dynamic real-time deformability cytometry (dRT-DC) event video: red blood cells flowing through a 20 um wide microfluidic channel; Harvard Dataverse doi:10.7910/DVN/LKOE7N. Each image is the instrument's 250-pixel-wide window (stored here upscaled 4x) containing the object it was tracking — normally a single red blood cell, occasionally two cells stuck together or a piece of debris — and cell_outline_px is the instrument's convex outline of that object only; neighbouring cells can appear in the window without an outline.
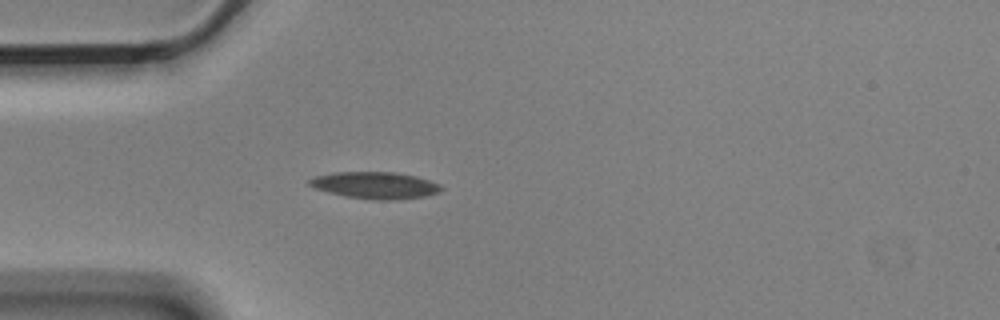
{"species": "Egyptian fruit bat (a non-hibernating species)", "species_latin": "Rousettus aegyptiacus", "temperature_condition": "cold", "stored_images_in_passage": 5, "camera_frame_rate_fps": 3000, "um_per_image_px": 0.085, "animal": {"sex": "male"}, "frame": {"image": 1, "passage_image": 5, "time_ms": 1.333, "image_size_px": [1000, 320], "cell_outline_px": [[444, 188], [440, 192], [424, 196], [400, 200], [368, 200], [344, 196], [328, 192], [316, 188], [308, 184], [308, 180], [316, 176], [332, 172], [396, 172], [416, 176], [440, 184]], "centroid_in_image_um": [31.91, 15.76], "position_along_channel_um": 53.1, "area_um2": 20.81}}